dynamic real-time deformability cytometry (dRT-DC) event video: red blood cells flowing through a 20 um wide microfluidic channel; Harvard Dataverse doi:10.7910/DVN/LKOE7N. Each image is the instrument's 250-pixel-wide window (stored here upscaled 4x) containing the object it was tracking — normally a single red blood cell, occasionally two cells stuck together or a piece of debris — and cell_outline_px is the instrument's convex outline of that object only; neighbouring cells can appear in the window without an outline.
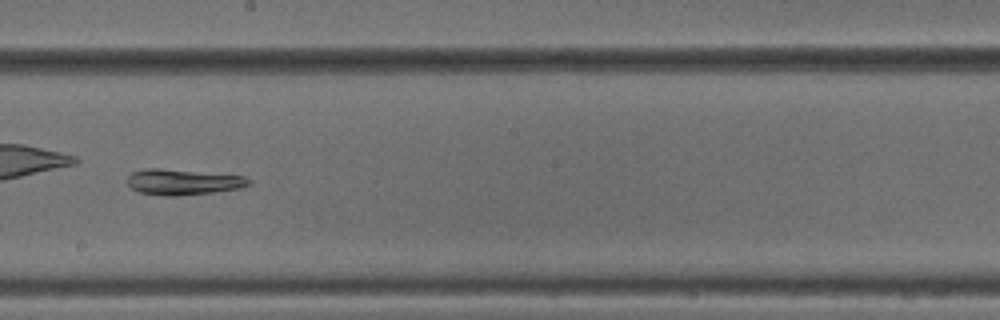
{"species": "common noctule bat (a hibernating species)", "species_latin": "Nyctalus noctula", "temperature_condition": "cold", "stored_images_in_passage": 34, "camera_frame_rate_fps": 3000, "um_per_image_px": 0.085, "animal": {"sex": "male", "body_mass_g": 18.8}, "frame": {"image": 1, "passage_image": 15, "time_ms": 4.667, "image_size_px": [1000, 320], "cell_outline_px": [[252, 184], [240, 188], [212, 192], [176, 196], [168, 196], [140, 192], [132, 188], [128, 184], [128, 176], [132, 172], [144, 168], [160, 168], [244, 176], [252, 180]], "centroid_in_image_um": [15.57, 15.46], "position_along_channel_um": 232.6, "area_um2": 18.09}}
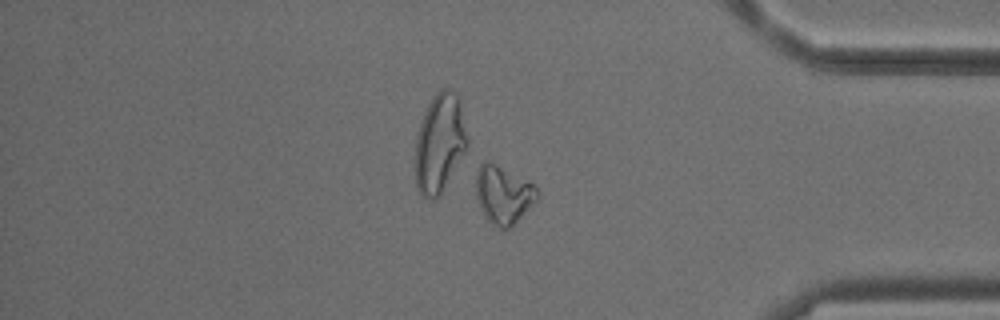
{"frame": {"image": 2, "passage_image": 29, "time_ms": 9.333, "image_size_px": [1000, 320], "cell_outline_px": [[540, 200], [508, 228], [500, 228], [492, 224], [488, 220], [480, 208], [476, 196], [476, 176], [480, 164], [484, 160], [488, 160], [496, 164], [532, 184], [536, 188], [540, 196]], "centroid_in_image_um": [42.79, 16.55], "position_along_channel_um": 392.4, "area_um2": 20.58}}